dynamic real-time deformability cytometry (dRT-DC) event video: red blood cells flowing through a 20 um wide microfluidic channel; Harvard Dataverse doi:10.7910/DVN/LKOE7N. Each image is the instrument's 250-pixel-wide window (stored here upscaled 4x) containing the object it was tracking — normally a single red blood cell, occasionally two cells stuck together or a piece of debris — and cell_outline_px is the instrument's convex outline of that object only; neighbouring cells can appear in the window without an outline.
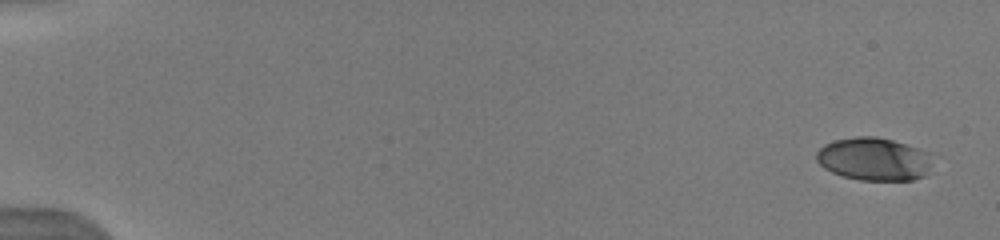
{"species": "human", "species_latin": "Homo sapiens", "temperature_condition": "warm", "stored_images_in_passage": 7, "camera_frame_rate_fps": 3000, "um_per_image_px": 0.085, "donor": {"sex": "male"}, "frame": {"image": 1, "passage_image": 1, "time_ms": 0.0, "image_size_px": [1000, 240], "cell_outline_px": [[928, 164], [924, 176], [912, 180], [860, 180], [844, 176], [832, 172], [824, 168], [816, 160], [816, 152], [824, 144], [836, 140], [856, 136], [876, 136], [892, 140], [928, 152]], "centroid_in_image_um": [74.21, 13.52], "position_along_channel_um": 10.8, "area_um2": 28.55}}
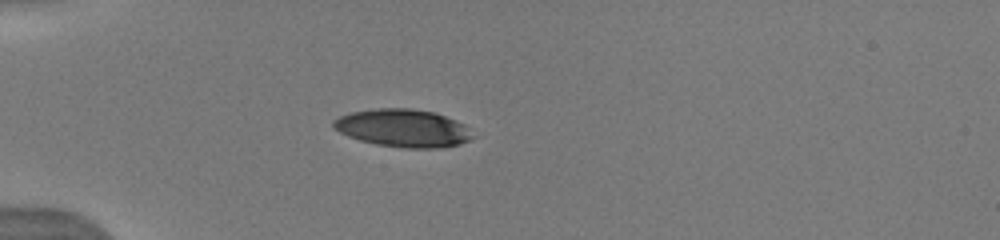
{"frame": {"image": 2, "passage_image": 6, "time_ms": 4.667, "image_size_px": [1000, 240], "cell_outline_px": [[476, 136], [460, 144], [436, 148], [408, 148], [376, 144], [360, 140], [348, 136], [332, 128], [332, 120], [348, 112], [376, 108], [412, 108], [432, 112], [456, 120], [464, 124]], "centroid_in_image_um": [34.24, 10.88], "position_along_channel_um": 50.8, "area_um2": 30.75}}